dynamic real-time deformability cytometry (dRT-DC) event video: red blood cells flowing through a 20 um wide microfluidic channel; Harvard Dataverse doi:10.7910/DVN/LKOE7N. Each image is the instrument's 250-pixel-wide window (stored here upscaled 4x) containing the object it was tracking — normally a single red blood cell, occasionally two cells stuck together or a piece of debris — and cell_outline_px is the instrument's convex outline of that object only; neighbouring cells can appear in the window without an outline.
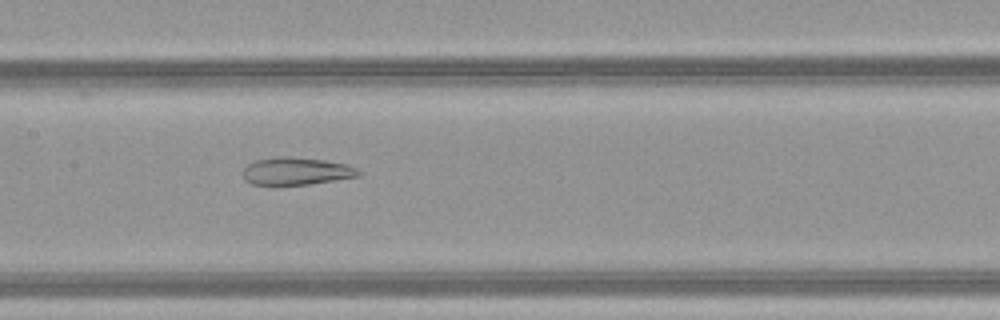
{"species": "common noctule bat (a hibernating species)", "species_latin": "Nyctalus noctula", "temperature_condition": "warm", "stored_images_in_passage": 36, "camera_frame_rate_fps": 3000, "um_per_image_px": 0.085, "animal": {"sex": "female", "body_mass_g": 21.9}, "frame": {"image": 1, "passage_image": 12, "time_ms": 3.667, "image_size_px": [1000, 320], "cell_outline_px": [[364, 172], [360, 176], [308, 184], [252, 184], [244, 180], [244, 168], [248, 164], [256, 160], [276, 156], [288, 156], [324, 160], [348, 164]], "centroid_in_image_um": [25.23, 14.53], "position_along_channel_um": 182.2, "area_um2": 18.5}}
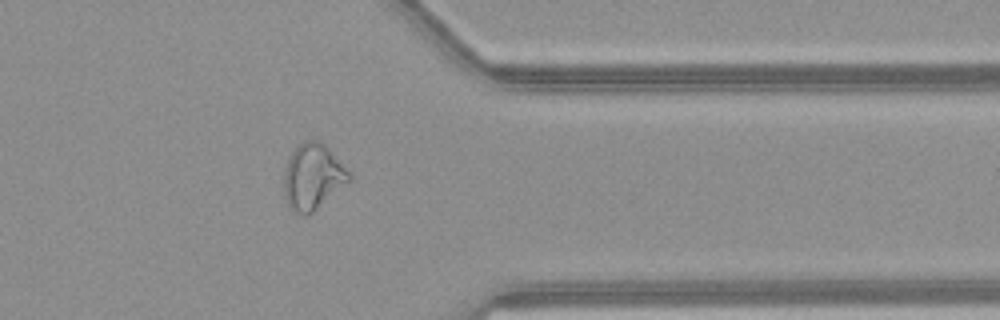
{"frame": {"image": 2, "passage_image": 27, "time_ms": 8.667, "image_size_px": [1000, 320], "cell_outline_px": [[352, 180], [308, 216], [300, 216], [288, 204], [284, 196], [284, 168], [292, 152], [304, 140], [320, 140], [328, 148], [352, 176]], "centroid_in_image_um": [26.58, 15.04], "position_along_channel_um": 384.8, "area_um2": 24.91}}
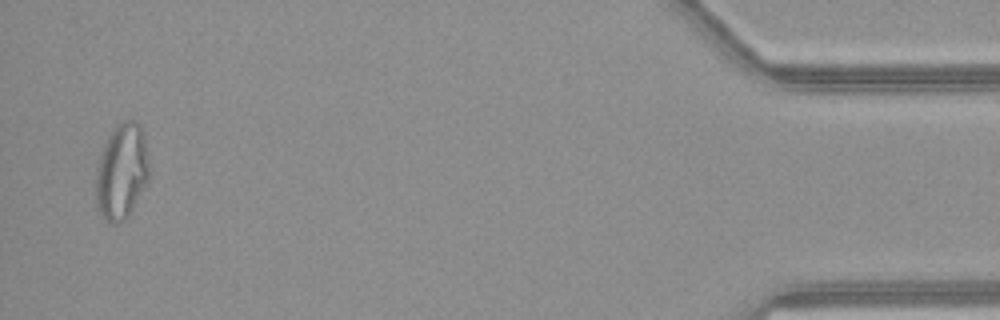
{"frame": {"image": 3, "passage_image": 35, "time_ms": 11.333, "image_size_px": [1000, 320], "cell_outline_px": [[148, 180], [128, 216], [124, 220], [116, 224], [112, 224], [104, 220], [100, 216], [96, 208], [96, 168], [100, 152], [112, 128], [116, 124], [124, 120], [136, 120], [144, 128], [148, 160]], "centroid_in_image_um": [10.32, 14.55], "position_along_channel_um": 424.9, "area_um2": 30.29}, "authors_computed_cell_mechanics": {"area_um2": 23.12, "velocity_mm_per_s": 4.2068, "shape_relaxation_time_tau1_ms": null, "shape_relaxation_time_tau2_ms": 2.0672, "deformation_change_tau1": null, "deformation_change_tau2": 0.1066}}